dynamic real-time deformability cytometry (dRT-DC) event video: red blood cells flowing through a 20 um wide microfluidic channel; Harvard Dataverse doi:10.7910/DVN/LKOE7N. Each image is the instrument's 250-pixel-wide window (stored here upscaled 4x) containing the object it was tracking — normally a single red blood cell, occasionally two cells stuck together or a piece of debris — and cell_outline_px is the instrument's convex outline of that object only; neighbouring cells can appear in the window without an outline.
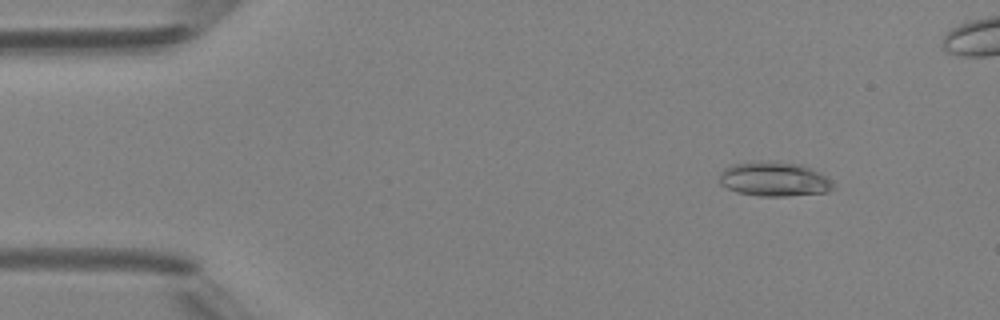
{"species": "Egyptian fruit bat (a non-hibernating species)", "species_latin": "Rousettus aegyptiacus", "temperature_condition": "room temperature", "stored_images_in_passage": 4, "camera_frame_rate_fps": 3000, "um_per_image_px": 0.085, "animal": {"sex": "female"}, "frame": {"image": 1, "passage_image": 2, "time_ms": 1.0, "image_size_px": [1000, 320], "cell_outline_px": [[836, 188], [828, 192], [788, 196], [756, 196], [736, 192], [720, 184], [720, 172], [728, 164], [772, 160], [804, 164], [824, 176]], "centroid_in_image_um": [65.77, 15.22], "position_along_channel_um": 19.2, "area_um2": 23.12}}